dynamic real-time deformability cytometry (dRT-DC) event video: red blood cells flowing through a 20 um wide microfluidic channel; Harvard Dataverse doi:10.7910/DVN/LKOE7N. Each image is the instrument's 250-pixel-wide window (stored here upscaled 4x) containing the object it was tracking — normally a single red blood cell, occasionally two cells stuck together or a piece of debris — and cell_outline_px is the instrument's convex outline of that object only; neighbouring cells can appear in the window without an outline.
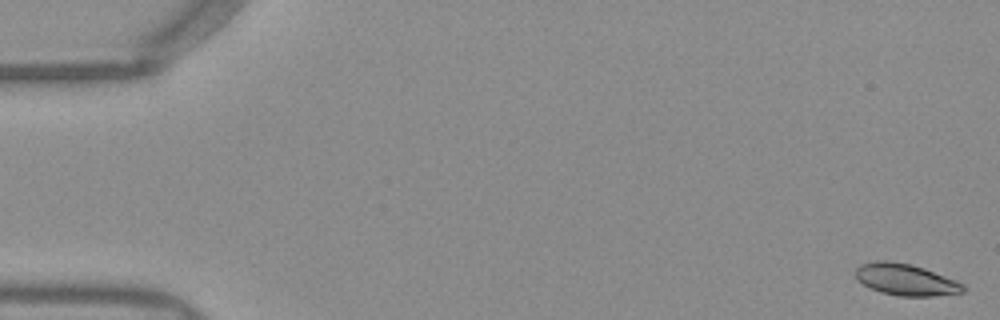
{"species": "Egyptian fruit bat (a non-hibernating species)", "species_latin": "Rousettus aegyptiacus", "temperature_condition": "warm", "stored_images_in_passage": 52, "camera_frame_rate_fps": 3000, "um_per_image_px": 0.085, "frame": {"image": 1, "passage_image": 1, "time_ms": 0.0, "image_size_px": [1000, 320], "cell_outline_px": [[964, 292], [936, 296], [900, 296], [880, 292], [856, 280], [856, 268], [860, 264], [876, 260], [888, 260], [912, 264], [924, 268], [956, 280], [964, 284]], "centroid_in_image_um": [76.98, 23.76], "position_along_channel_um": 8.0, "area_um2": 19.88}}
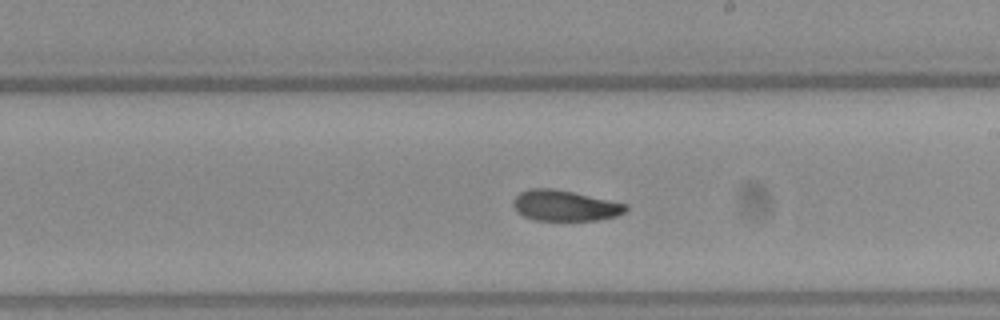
{"frame": {"image": 2, "passage_image": 30, "time_ms": 9.667, "image_size_px": [1000, 320], "cell_outline_px": [[628, 208], [624, 212], [616, 216], [596, 220], [532, 220], [524, 216], [512, 204], [512, 200], [520, 192], [528, 188], [556, 188], [628, 204]], "centroid_in_image_um": [48.01, 17.46], "position_along_channel_um": 241.0, "area_um2": 20.17}}
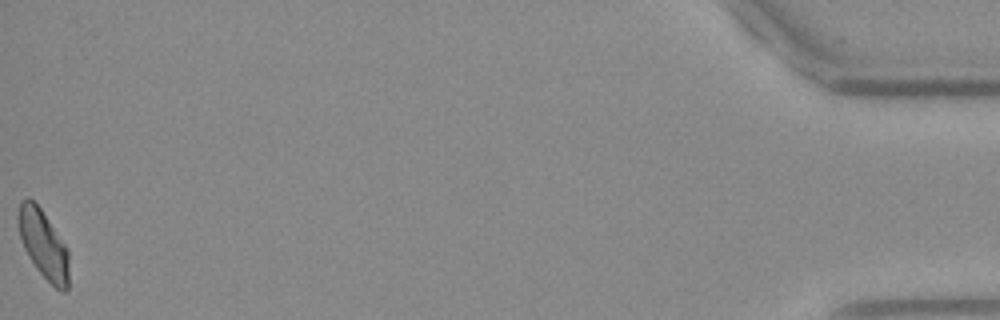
{"frame": {"image": 3, "passage_image": 52, "time_ms": 17.0, "image_size_px": [1000, 320], "cell_outline_px": [[68, 288], [64, 292], [60, 292], [36, 268], [28, 256], [20, 240], [16, 216], [20, 200], [28, 196], [40, 208], [68, 248]], "centroid_in_image_um": [3.66, 20.74], "position_along_channel_um": 431.5, "area_um2": 20.35}, "authors_computed_cell_mechanics": {"area_um2": 20.3745, "velocity_mm_per_s": 3.9389, "shape_relaxation_time_tau1_ms": 4.476, "shape_relaxation_time_tau2_ms": 6.3576, "deformation_change_tau1": 0.1396, "deformation_change_tau2": 0.1051}}